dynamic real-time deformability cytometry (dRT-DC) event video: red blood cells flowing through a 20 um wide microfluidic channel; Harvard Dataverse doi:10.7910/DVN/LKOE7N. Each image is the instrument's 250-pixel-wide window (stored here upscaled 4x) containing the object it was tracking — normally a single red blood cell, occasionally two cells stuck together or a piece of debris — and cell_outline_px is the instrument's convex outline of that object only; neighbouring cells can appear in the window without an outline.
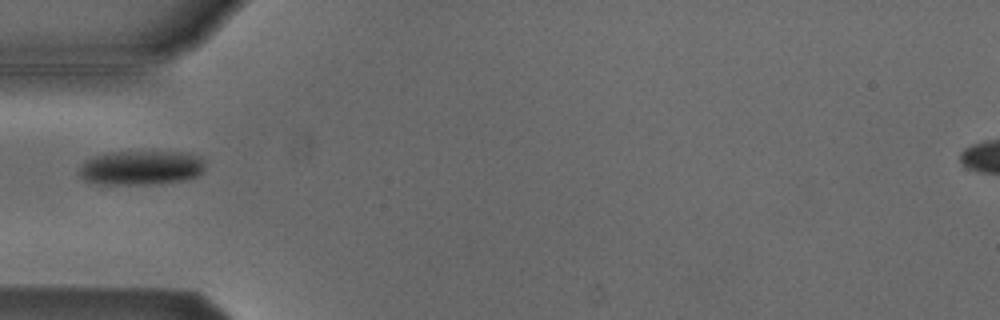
{"species": "Egyptian fruit bat (a non-hibernating species)", "species_latin": "Rousettus aegyptiacus", "temperature_condition": "cold", "stored_images_in_passage": 5, "camera_frame_rate_fps": 3000, "um_per_image_px": 0.085, "animal": {"sex": "male"}, "frame": {"image": 1, "passage_image": 5, "time_ms": 1.333, "image_size_px": [1000, 320], "cell_outline_px": [[204, 168], [196, 176], [184, 180], [152, 184], [96, 184], [84, 180], [80, 176], [80, 168], [84, 160], [92, 156], [108, 152], [188, 152], [200, 156], [204, 160]], "centroid_in_image_um": [11.97, 14.25], "position_along_channel_um": 73.0, "area_um2": 25.37}}